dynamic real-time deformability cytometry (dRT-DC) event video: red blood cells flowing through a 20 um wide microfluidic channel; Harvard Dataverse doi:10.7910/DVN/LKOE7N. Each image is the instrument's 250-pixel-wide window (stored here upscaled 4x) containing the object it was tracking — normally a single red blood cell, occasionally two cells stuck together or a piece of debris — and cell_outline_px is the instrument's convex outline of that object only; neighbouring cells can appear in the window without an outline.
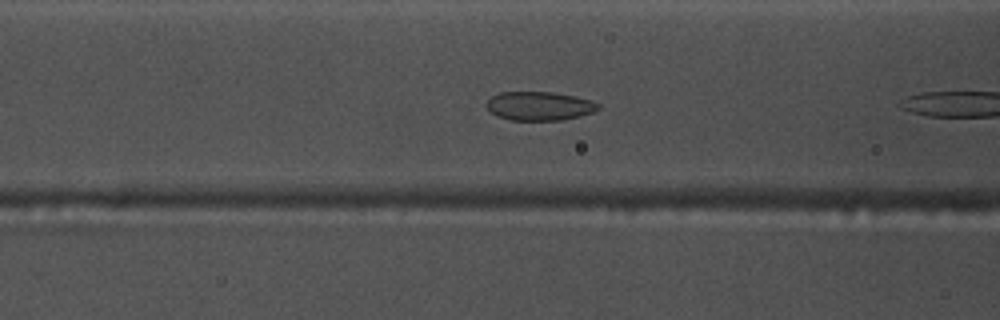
{"species": "common noctule bat (a hibernating species)", "species_latin": "Nyctalus noctula", "temperature_condition": "warm", "stored_images_in_passage": 11, "camera_frame_rate_fps": 3000, "um_per_image_px": 0.085, "animal": {"sex": "male", "body_mass_g": 17.5, "forearm_length_mm": 52.3}, "frame": {"image": 1, "passage_image": 4, "time_ms": 1.0, "image_size_px": [1000, 320], "cell_outline_px": [[600, 108], [592, 112], [580, 116], [560, 120], [512, 120], [496, 116], [484, 104], [492, 96], [500, 92], [552, 92], [572, 96], [588, 100], [600, 104]], "centroid_in_image_um": [45.81, 9.01], "position_along_channel_um": 120.8, "area_um2": 18.55}}
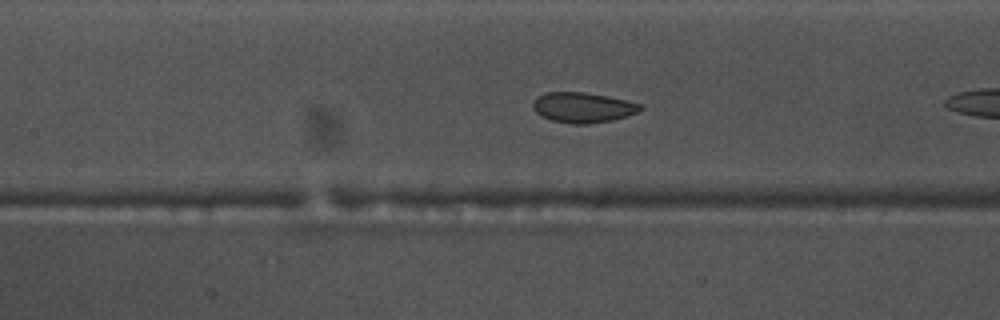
{"frame": {"image": 2, "passage_image": 7, "time_ms": 2.0, "image_size_px": [1000, 320], "cell_outline_px": [[644, 108], [636, 112], [612, 120], [588, 124], [572, 124], [552, 120], [540, 116], [532, 108], [532, 104], [544, 92], [584, 92], [608, 96], [628, 100], [644, 104]], "centroid_in_image_um": [49.56, 9.13], "position_along_channel_um": 157.8, "area_um2": 18.96}}
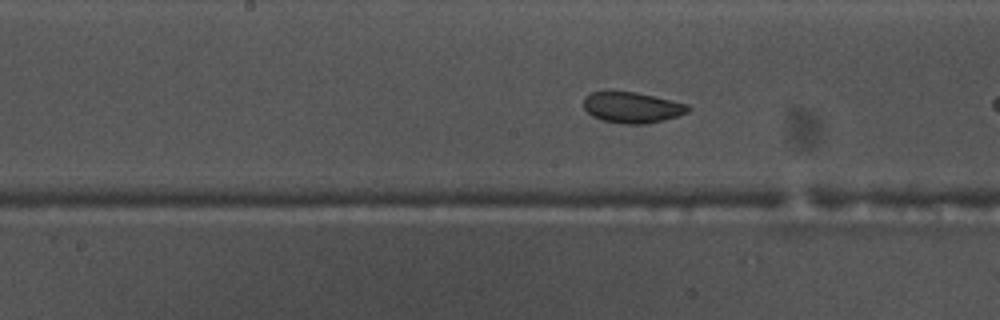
{"frame": {"image": 3, "passage_image": 10, "time_ms": 3.0, "image_size_px": [1000, 320], "cell_outline_px": [[692, 108], [688, 112], [676, 116], [644, 124], [624, 124], [600, 120], [592, 116], [584, 108], [584, 96], [592, 92], [608, 88], [636, 92], [688, 104]], "centroid_in_image_um": [53.66, 9.09], "position_along_channel_um": 194.5, "area_um2": 19.25}}